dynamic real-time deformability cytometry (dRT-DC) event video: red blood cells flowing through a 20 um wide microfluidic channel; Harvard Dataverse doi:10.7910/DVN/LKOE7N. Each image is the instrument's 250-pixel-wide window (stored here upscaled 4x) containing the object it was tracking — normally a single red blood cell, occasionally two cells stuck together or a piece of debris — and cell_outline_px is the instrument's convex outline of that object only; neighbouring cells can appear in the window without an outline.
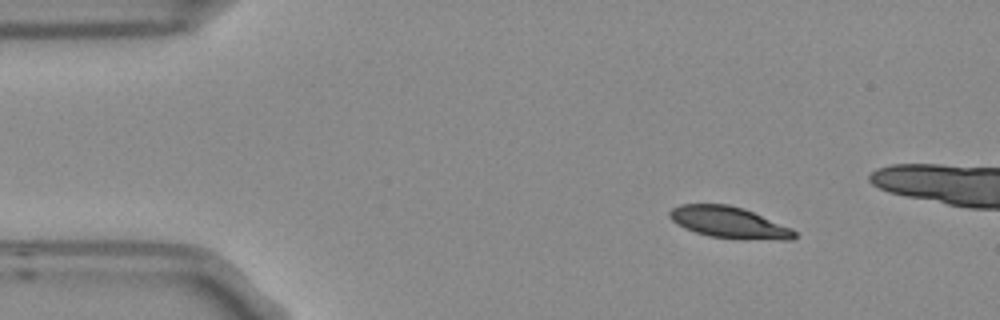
{"species": "Egyptian fruit bat (a non-hibernating species)", "species_latin": "Rousettus aegyptiacus", "temperature_condition": "room temperature", "stored_images_in_passage": 4, "camera_frame_rate_fps": 3000, "um_per_image_px": 0.085, "frame": {"image": 1, "passage_image": 1, "time_ms": 0.0, "image_size_px": [1000, 320], "cell_outline_px": [[796, 236], [792, 240], [780, 240], [708, 236], [684, 228], [676, 224], [668, 216], [668, 212], [672, 208], [680, 204], [728, 204], [744, 208], [792, 228], [796, 232]], "centroid_in_image_um": [61.95, 18.89], "position_along_channel_um": 23.1, "area_um2": 22.72}}